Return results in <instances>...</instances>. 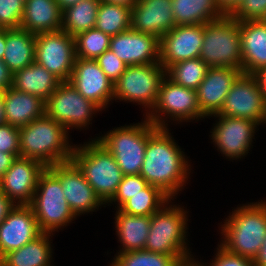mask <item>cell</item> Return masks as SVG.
I'll use <instances>...</instances> for the list:
<instances>
[{"label":"cell","mask_w":266,"mask_h":266,"mask_svg":"<svg viewBox=\"0 0 266 266\" xmlns=\"http://www.w3.org/2000/svg\"><path fill=\"white\" fill-rule=\"evenodd\" d=\"M180 266H203V265L198 260L193 258V259L183 262Z\"/></svg>","instance_id":"obj_53"},{"label":"cell","mask_w":266,"mask_h":266,"mask_svg":"<svg viewBox=\"0 0 266 266\" xmlns=\"http://www.w3.org/2000/svg\"><path fill=\"white\" fill-rule=\"evenodd\" d=\"M171 200L151 216L144 250L174 257H194L187 246L188 212Z\"/></svg>","instance_id":"obj_5"},{"label":"cell","mask_w":266,"mask_h":266,"mask_svg":"<svg viewBox=\"0 0 266 266\" xmlns=\"http://www.w3.org/2000/svg\"><path fill=\"white\" fill-rule=\"evenodd\" d=\"M36 35L22 28L6 29V47L2 61L14 74L35 61Z\"/></svg>","instance_id":"obj_29"},{"label":"cell","mask_w":266,"mask_h":266,"mask_svg":"<svg viewBox=\"0 0 266 266\" xmlns=\"http://www.w3.org/2000/svg\"><path fill=\"white\" fill-rule=\"evenodd\" d=\"M199 58L209 67L241 70L240 22L225 15L204 24L203 44Z\"/></svg>","instance_id":"obj_7"},{"label":"cell","mask_w":266,"mask_h":266,"mask_svg":"<svg viewBox=\"0 0 266 266\" xmlns=\"http://www.w3.org/2000/svg\"><path fill=\"white\" fill-rule=\"evenodd\" d=\"M62 11L56 0H27L20 28L34 35L61 30Z\"/></svg>","instance_id":"obj_25"},{"label":"cell","mask_w":266,"mask_h":266,"mask_svg":"<svg viewBox=\"0 0 266 266\" xmlns=\"http://www.w3.org/2000/svg\"><path fill=\"white\" fill-rule=\"evenodd\" d=\"M110 38L96 28L78 33L74 37L76 58L96 59L109 49Z\"/></svg>","instance_id":"obj_36"},{"label":"cell","mask_w":266,"mask_h":266,"mask_svg":"<svg viewBox=\"0 0 266 266\" xmlns=\"http://www.w3.org/2000/svg\"><path fill=\"white\" fill-rule=\"evenodd\" d=\"M131 7L100 2L95 28L109 35L115 36L131 29Z\"/></svg>","instance_id":"obj_32"},{"label":"cell","mask_w":266,"mask_h":266,"mask_svg":"<svg viewBox=\"0 0 266 266\" xmlns=\"http://www.w3.org/2000/svg\"><path fill=\"white\" fill-rule=\"evenodd\" d=\"M82 0H56L61 11L65 10L66 8L73 6L79 3Z\"/></svg>","instance_id":"obj_51"},{"label":"cell","mask_w":266,"mask_h":266,"mask_svg":"<svg viewBox=\"0 0 266 266\" xmlns=\"http://www.w3.org/2000/svg\"><path fill=\"white\" fill-rule=\"evenodd\" d=\"M24 7L22 0H0V29L20 28Z\"/></svg>","instance_id":"obj_38"},{"label":"cell","mask_w":266,"mask_h":266,"mask_svg":"<svg viewBox=\"0 0 266 266\" xmlns=\"http://www.w3.org/2000/svg\"><path fill=\"white\" fill-rule=\"evenodd\" d=\"M16 157L13 154L0 151V179L4 176Z\"/></svg>","instance_id":"obj_46"},{"label":"cell","mask_w":266,"mask_h":266,"mask_svg":"<svg viewBox=\"0 0 266 266\" xmlns=\"http://www.w3.org/2000/svg\"><path fill=\"white\" fill-rule=\"evenodd\" d=\"M71 160L82 171L96 195L107 205L124 176L114 156L95 138H91L83 145L74 146Z\"/></svg>","instance_id":"obj_4"},{"label":"cell","mask_w":266,"mask_h":266,"mask_svg":"<svg viewBox=\"0 0 266 266\" xmlns=\"http://www.w3.org/2000/svg\"><path fill=\"white\" fill-rule=\"evenodd\" d=\"M0 151L20 157L19 128L4 123L0 125Z\"/></svg>","instance_id":"obj_41"},{"label":"cell","mask_w":266,"mask_h":266,"mask_svg":"<svg viewBox=\"0 0 266 266\" xmlns=\"http://www.w3.org/2000/svg\"><path fill=\"white\" fill-rule=\"evenodd\" d=\"M165 76L166 69L160 63L127 66L113 84V101L142 105L145 116L155 106Z\"/></svg>","instance_id":"obj_10"},{"label":"cell","mask_w":266,"mask_h":266,"mask_svg":"<svg viewBox=\"0 0 266 266\" xmlns=\"http://www.w3.org/2000/svg\"><path fill=\"white\" fill-rule=\"evenodd\" d=\"M220 225V246L226 251L254 259L266 238V200L234 208Z\"/></svg>","instance_id":"obj_2"},{"label":"cell","mask_w":266,"mask_h":266,"mask_svg":"<svg viewBox=\"0 0 266 266\" xmlns=\"http://www.w3.org/2000/svg\"><path fill=\"white\" fill-rule=\"evenodd\" d=\"M95 60L100 66L101 70L113 83H115L121 77L127 67V65L110 49L106 50Z\"/></svg>","instance_id":"obj_40"},{"label":"cell","mask_w":266,"mask_h":266,"mask_svg":"<svg viewBox=\"0 0 266 266\" xmlns=\"http://www.w3.org/2000/svg\"><path fill=\"white\" fill-rule=\"evenodd\" d=\"M175 25L206 24L225 14L216 0H172Z\"/></svg>","instance_id":"obj_30"},{"label":"cell","mask_w":266,"mask_h":266,"mask_svg":"<svg viewBox=\"0 0 266 266\" xmlns=\"http://www.w3.org/2000/svg\"><path fill=\"white\" fill-rule=\"evenodd\" d=\"M105 3L115 4L124 7H133L137 0H101Z\"/></svg>","instance_id":"obj_49"},{"label":"cell","mask_w":266,"mask_h":266,"mask_svg":"<svg viewBox=\"0 0 266 266\" xmlns=\"http://www.w3.org/2000/svg\"><path fill=\"white\" fill-rule=\"evenodd\" d=\"M114 218L116 234L121 244L117 253L143 250L149 235L151 216L130 215L116 209Z\"/></svg>","instance_id":"obj_26"},{"label":"cell","mask_w":266,"mask_h":266,"mask_svg":"<svg viewBox=\"0 0 266 266\" xmlns=\"http://www.w3.org/2000/svg\"><path fill=\"white\" fill-rule=\"evenodd\" d=\"M203 35L204 24L175 25L159 39L160 64L167 69L177 62L198 58Z\"/></svg>","instance_id":"obj_17"},{"label":"cell","mask_w":266,"mask_h":266,"mask_svg":"<svg viewBox=\"0 0 266 266\" xmlns=\"http://www.w3.org/2000/svg\"><path fill=\"white\" fill-rule=\"evenodd\" d=\"M13 85V73L7 65L0 60V91L5 92Z\"/></svg>","instance_id":"obj_43"},{"label":"cell","mask_w":266,"mask_h":266,"mask_svg":"<svg viewBox=\"0 0 266 266\" xmlns=\"http://www.w3.org/2000/svg\"><path fill=\"white\" fill-rule=\"evenodd\" d=\"M214 115L266 123V100L255 75L241 73L232 84L221 110Z\"/></svg>","instance_id":"obj_12"},{"label":"cell","mask_w":266,"mask_h":266,"mask_svg":"<svg viewBox=\"0 0 266 266\" xmlns=\"http://www.w3.org/2000/svg\"><path fill=\"white\" fill-rule=\"evenodd\" d=\"M241 71L254 75L266 67V23L262 20L240 22Z\"/></svg>","instance_id":"obj_23"},{"label":"cell","mask_w":266,"mask_h":266,"mask_svg":"<svg viewBox=\"0 0 266 266\" xmlns=\"http://www.w3.org/2000/svg\"><path fill=\"white\" fill-rule=\"evenodd\" d=\"M264 23H266V13L265 16L261 19Z\"/></svg>","instance_id":"obj_54"},{"label":"cell","mask_w":266,"mask_h":266,"mask_svg":"<svg viewBox=\"0 0 266 266\" xmlns=\"http://www.w3.org/2000/svg\"><path fill=\"white\" fill-rule=\"evenodd\" d=\"M209 66L199 57L177 62L166 69V76L185 88L197 90Z\"/></svg>","instance_id":"obj_35"},{"label":"cell","mask_w":266,"mask_h":266,"mask_svg":"<svg viewBox=\"0 0 266 266\" xmlns=\"http://www.w3.org/2000/svg\"><path fill=\"white\" fill-rule=\"evenodd\" d=\"M257 78L259 85L261 87V90L264 94L265 100H266V67L259 70L257 73L254 74Z\"/></svg>","instance_id":"obj_48"},{"label":"cell","mask_w":266,"mask_h":266,"mask_svg":"<svg viewBox=\"0 0 266 266\" xmlns=\"http://www.w3.org/2000/svg\"><path fill=\"white\" fill-rule=\"evenodd\" d=\"M214 116L216 123L213 125L211 139L218 152L228 160H238L249 153L253 148L252 142L259 124L256 121L229 117L223 115Z\"/></svg>","instance_id":"obj_14"},{"label":"cell","mask_w":266,"mask_h":266,"mask_svg":"<svg viewBox=\"0 0 266 266\" xmlns=\"http://www.w3.org/2000/svg\"><path fill=\"white\" fill-rule=\"evenodd\" d=\"M101 0H82L62 11V26L70 36L95 28Z\"/></svg>","instance_id":"obj_31"},{"label":"cell","mask_w":266,"mask_h":266,"mask_svg":"<svg viewBox=\"0 0 266 266\" xmlns=\"http://www.w3.org/2000/svg\"><path fill=\"white\" fill-rule=\"evenodd\" d=\"M169 131L158 128L149 137L140 175L174 201L189 181L191 165Z\"/></svg>","instance_id":"obj_1"},{"label":"cell","mask_w":266,"mask_h":266,"mask_svg":"<svg viewBox=\"0 0 266 266\" xmlns=\"http://www.w3.org/2000/svg\"><path fill=\"white\" fill-rule=\"evenodd\" d=\"M102 110L91 100L85 99L69 81H63L45 101V114L70 129H88L93 116ZM94 114V115H93ZM92 118V119H91Z\"/></svg>","instance_id":"obj_11"},{"label":"cell","mask_w":266,"mask_h":266,"mask_svg":"<svg viewBox=\"0 0 266 266\" xmlns=\"http://www.w3.org/2000/svg\"><path fill=\"white\" fill-rule=\"evenodd\" d=\"M62 81L37 62L13 74L12 87L18 91L38 96L44 101L56 90Z\"/></svg>","instance_id":"obj_27"},{"label":"cell","mask_w":266,"mask_h":266,"mask_svg":"<svg viewBox=\"0 0 266 266\" xmlns=\"http://www.w3.org/2000/svg\"><path fill=\"white\" fill-rule=\"evenodd\" d=\"M194 257H174L147 250H134L113 257L109 266H180Z\"/></svg>","instance_id":"obj_34"},{"label":"cell","mask_w":266,"mask_h":266,"mask_svg":"<svg viewBox=\"0 0 266 266\" xmlns=\"http://www.w3.org/2000/svg\"><path fill=\"white\" fill-rule=\"evenodd\" d=\"M30 206L44 233L55 234L77 218L65 199L60 179L48 167L39 176Z\"/></svg>","instance_id":"obj_8"},{"label":"cell","mask_w":266,"mask_h":266,"mask_svg":"<svg viewBox=\"0 0 266 266\" xmlns=\"http://www.w3.org/2000/svg\"><path fill=\"white\" fill-rule=\"evenodd\" d=\"M70 84L101 110L113 103V82L101 70L95 59L76 58Z\"/></svg>","instance_id":"obj_18"},{"label":"cell","mask_w":266,"mask_h":266,"mask_svg":"<svg viewBox=\"0 0 266 266\" xmlns=\"http://www.w3.org/2000/svg\"><path fill=\"white\" fill-rule=\"evenodd\" d=\"M254 266H266V238L264 239L262 248L253 259Z\"/></svg>","instance_id":"obj_47"},{"label":"cell","mask_w":266,"mask_h":266,"mask_svg":"<svg viewBox=\"0 0 266 266\" xmlns=\"http://www.w3.org/2000/svg\"><path fill=\"white\" fill-rule=\"evenodd\" d=\"M158 129L145 116L144 121L126 124L95 139L113 156L123 175L140 174L149 137Z\"/></svg>","instance_id":"obj_6"},{"label":"cell","mask_w":266,"mask_h":266,"mask_svg":"<svg viewBox=\"0 0 266 266\" xmlns=\"http://www.w3.org/2000/svg\"><path fill=\"white\" fill-rule=\"evenodd\" d=\"M175 26L172 0H137L131 9V29L159 39Z\"/></svg>","instance_id":"obj_21"},{"label":"cell","mask_w":266,"mask_h":266,"mask_svg":"<svg viewBox=\"0 0 266 266\" xmlns=\"http://www.w3.org/2000/svg\"><path fill=\"white\" fill-rule=\"evenodd\" d=\"M68 135L61 124L44 114L19 128L20 157L38 160L46 167L70 161L75 144Z\"/></svg>","instance_id":"obj_3"},{"label":"cell","mask_w":266,"mask_h":266,"mask_svg":"<svg viewBox=\"0 0 266 266\" xmlns=\"http://www.w3.org/2000/svg\"><path fill=\"white\" fill-rule=\"evenodd\" d=\"M48 168L60 179L65 199L76 217L106 207L72 160Z\"/></svg>","instance_id":"obj_15"},{"label":"cell","mask_w":266,"mask_h":266,"mask_svg":"<svg viewBox=\"0 0 266 266\" xmlns=\"http://www.w3.org/2000/svg\"><path fill=\"white\" fill-rule=\"evenodd\" d=\"M45 168L38 160L17 157L0 179V190L14 205H30Z\"/></svg>","instance_id":"obj_16"},{"label":"cell","mask_w":266,"mask_h":266,"mask_svg":"<svg viewBox=\"0 0 266 266\" xmlns=\"http://www.w3.org/2000/svg\"><path fill=\"white\" fill-rule=\"evenodd\" d=\"M6 123L5 113H4V101L3 92L0 91V125Z\"/></svg>","instance_id":"obj_52"},{"label":"cell","mask_w":266,"mask_h":266,"mask_svg":"<svg viewBox=\"0 0 266 266\" xmlns=\"http://www.w3.org/2000/svg\"><path fill=\"white\" fill-rule=\"evenodd\" d=\"M217 246V252L213 258L214 260H211L208 266H254L252 259L230 253L219 244ZM200 263L203 266H207L203 262Z\"/></svg>","instance_id":"obj_42"},{"label":"cell","mask_w":266,"mask_h":266,"mask_svg":"<svg viewBox=\"0 0 266 266\" xmlns=\"http://www.w3.org/2000/svg\"><path fill=\"white\" fill-rule=\"evenodd\" d=\"M76 61L75 39L64 30L36 35L35 62L62 82L69 81Z\"/></svg>","instance_id":"obj_13"},{"label":"cell","mask_w":266,"mask_h":266,"mask_svg":"<svg viewBox=\"0 0 266 266\" xmlns=\"http://www.w3.org/2000/svg\"><path fill=\"white\" fill-rule=\"evenodd\" d=\"M43 232L30 205H15L0 224V259Z\"/></svg>","instance_id":"obj_19"},{"label":"cell","mask_w":266,"mask_h":266,"mask_svg":"<svg viewBox=\"0 0 266 266\" xmlns=\"http://www.w3.org/2000/svg\"><path fill=\"white\" fill-rule=\"evenodd\" d=\"M14 206L9 198L0 190V224Z\"/></svg>","instance_id":"obj_44"},{"label":"cell","mask_w":266,"mask_h":266,"mask_svg":"<svg viewBox=\"0 0 266 266\" xmlns=\"http://www.w3.org/2000/svg\"><path fill=\"white\" fill-rule=\"evenodd\" d=\"M241 73L235 68L209 67L196 90L200 110L206 118L221 110L232 84Z\"/></svg>","instance_id":"obj_22"},{"label":"cell","mask_w":266,"mask_h":266,"mask_svg":"<svg viewBox=\"0 0 266 266\" xmlns=\"http://www.w3.org/2000/svg\"><path fill=\"white\" fill-rule=\"evenodd\" d=\"M266 13V0H242L230 14L238 22L261 20Z\"/></svg>","instance_id":"obj_39"},{"label":"cell","mask_w":266,"mask_h":266,"mask_svg":"<svg viewBox=\"0 0 266 266\" xmlns=\"http://www.w3.org/2000/svg\"><path fill=\"white\" fill-rule=\"evenodd\" d=\"M145 117L158 128H168L170 121H177V124L196 122L206 116L200 110L196 90L180 86L165 76L156 104Z\"/></svg>","instance_id":"obj_9"},{"label":"cell","mask_w":266,"mask_h":266,"mask_svg":"<svg viewBox=\"0 0 266 266\" xmlns=\"http://www.w3.org/2000/svg\"><path fill=\"white\" fill-rule=\"evenodd\" d=\"M52 235L43 232L23 247L5 254L0 259V266H53Z\"/></svg>","instance_id":"obj_28"},{"label":"cell","mask_w":266,"mask_h":266,"mask_svg":"<svg viewBox=\"0 0 266 266\" xmlns=\"http://www.w3.org/2000/svg\"><path fill=\"white\" fill-rule=\"evenodd\" d=\"M109 49L127 66L160 63L159 38L129 29L110 38Z\"/></svg>","instance_id":"obj_20"},{"label":"cell","mask_w":266,"mask_h":266,"mask_svg":"<svg viewBox=\"0 0 266 266\" xmlns=\"http://www.w3.org/2000/svg\"><path fill=\"white\" fill-rule=\"evenodd\" d=\"M170 198L158 187L148 184L139 193L129 198L119 209L130 215L152 216Z\"/></svg>","instance_id":"obj_33"},{"label":"cell","mask_w":266,"mask_h":266,"mask_svg":"<svg viewBox=\"0 0 266 266\" xmlns=\"http://www.w3.org/2000/svg\"><path fill=\"white\" fill-rule=\"evenodd\" d=\"M242 0H216L220 10L225 15H230L241 3Z\"/></svg>","instance_id":"obj_45"},{"label":"cell","mask_w":266,"mask_h":266,"mask_svg":"<svg viewBox=\"0 0 266 266\" xmlns=\"http://www.w3.org/2000/svg\"><path fill=\"white\" fill-rule=\"evenodd\" d=\"M6 47V29H0V60L3 59Z\"/></svg>","instance_id":"obj_50"},{"label":"cell","mask_w":266,"mask_h":266,"mask_svg":"<svg viewBox=\"0 0 266 266\" xmlns=\"http://www.w3.org/2000/svg\"><path fill=\"white\" fill-rule=\"evenodd\" d=\"M148 185L147 181L140 175H124L113 198L107 203L117 204L119 209L129 198L139 193ZM117 202V203H116Z\"/></svg>","instance_id":"obj_37"},{"label":"cell","mask_w":266,"mask_h":266,"mask_svg":"<svg viewBox=\"0 0 266 266\" xmlns=\"http://www.w3.org/2000/svg\"><path fill=\"white\" fill-rule=\"evenodd\" d=\"M3 101L6 123L18 128L45 114L43 99L13 87L3 92Z\"/></svg>","instance_id":"obj_24"}]
</instances>
